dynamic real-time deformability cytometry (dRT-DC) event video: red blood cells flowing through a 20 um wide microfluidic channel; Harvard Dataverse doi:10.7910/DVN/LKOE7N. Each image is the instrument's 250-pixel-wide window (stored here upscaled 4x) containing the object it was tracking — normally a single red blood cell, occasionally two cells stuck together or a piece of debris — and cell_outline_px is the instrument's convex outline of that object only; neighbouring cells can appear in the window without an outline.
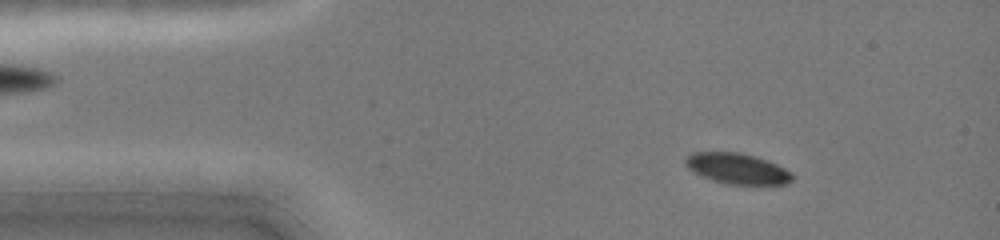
{"species": "common noctule bat (a hibernating species)", "species_latin": "Nyctalus noctula", "temperature_condition": "cold", "stored_images_in_passage": 46, "camera_frame_rate_fps": 3000, "um_per_image_px": 0.085, "animal": {"sex": "female", "body_mass_g": 19.0, "forearm_length_mm": 51.5}, "frame": {"image": 1, "passage_image": 6, "time_ms": 1.667, "image_size_px": [1000, 240], "cell_outline_px": [[796, 176], [792, 180], [784, 184], [724, 184], [704, 176], [688, 168], [684, 160], [692, 152], [740, 152], [776, 164], [792, 172]], "centroid_in_image_um": [62.69, 14.33], "position_along_channel_um": 22.3, "area_um2": 18.79}}
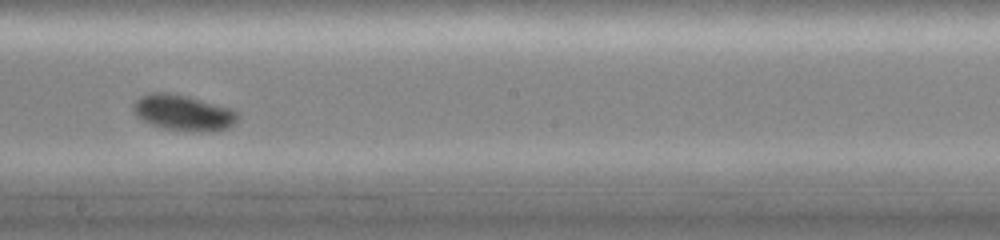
{"frame": {"image": 2, "passage_image": 26, "time_ms": 8.333, "image_size_px": [1000, 240], "cell_outline_px": [[240, 116], [228, 128], [212, 132], [192, 132], [164, 128], [152, 124], [136, 116], [132, 108], [132, 104], [140, 96], [152, 92], [168, 92], [188, 96], [228, 108], [236, 112]], "centroid_in_image_um": [15.55, 9.59], "position_along_channel_um": 232.6, "area_um2": 21.73}}
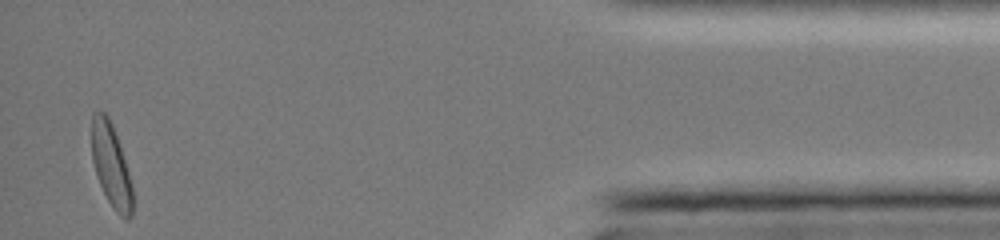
{"frame": {"image": 3, "passage_image": 45, "time_ms": 14.667, "image_size_px": [1000, 240], "cell_outline_px": [[132, 216], [128, 220], [124, 220], [116, 212], [108, 200], [100, 184], [92, 160], [92, 112], [104, 112], [108, 116], [112, 124], [124, 160], [132, 188]], "centroid_in_image_um": [9.43, 14.08], "position_along_channel_um": 425.8, "area_um2": 19.25}, "authors_computed_cell_mechanics": {"area_um2": 19.7098, "velocity_mm_per_s": 4.0384, "shape_relaxation_time_tau1_ms": 3.3521, "shape_relaxation_time_tau2_ms": null, "deformation_change_tau1": 0.1586, "deformation_change_tau2": null}}